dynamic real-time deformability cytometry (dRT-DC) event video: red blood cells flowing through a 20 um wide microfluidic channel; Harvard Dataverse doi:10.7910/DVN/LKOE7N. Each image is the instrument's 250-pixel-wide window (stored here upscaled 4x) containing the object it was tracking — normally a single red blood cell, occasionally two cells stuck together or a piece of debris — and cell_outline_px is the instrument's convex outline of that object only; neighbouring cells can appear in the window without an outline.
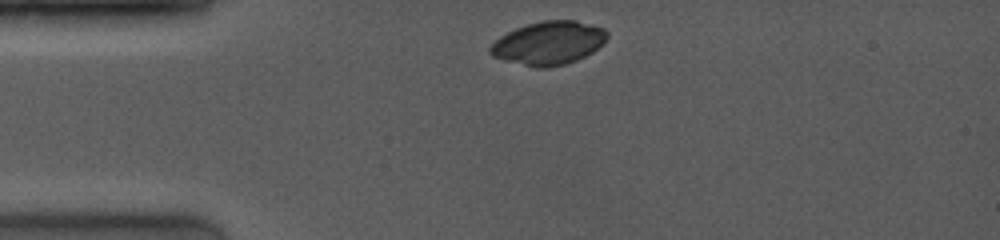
{"species": "common noctule bat (a hibernating species)", "species_latin": "Nyctalus noctula", "temperature_condition": "room temperature", "stored_images_in_passage": 3, "camera_frame_rate_fps": 4000, "um_per_image_px": 0.085, "animal": {"sex": "female", "body_mass_g": 19.0, "forearm_length_mm": 53.3}, "frame": {"image": 1, "passage_image": 1, "time_ms": 0.0, "image_size_px": [1000, 240], "cell_outline_px": [[608, 36], [604, 44], [592, 52], [576, 60], [564, 64], [548, 68], [536, 68], [492, 56], [488, 52], [488, 48], [500, 36], [516, 28], [528, 24], [544, 20], [576, 20], [604, 28], [608, 32]], "centroid_in_image_um": [46.65, 3.65], "position_along_channel_um": 38.3, "area_um2": 29.48}}